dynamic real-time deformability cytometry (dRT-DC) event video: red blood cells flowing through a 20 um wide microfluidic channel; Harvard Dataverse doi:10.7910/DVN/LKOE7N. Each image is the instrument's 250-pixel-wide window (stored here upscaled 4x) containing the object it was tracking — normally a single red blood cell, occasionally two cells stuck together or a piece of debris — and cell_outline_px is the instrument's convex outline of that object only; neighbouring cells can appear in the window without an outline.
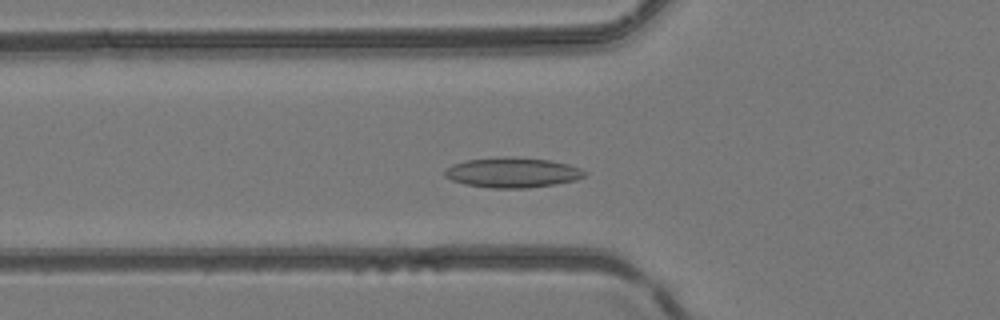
{"species": "common noctule bat (a hibernating species)", "species_latin": "Nyctalus noctula", "temperature_condition": "room temperature", "stored_images_in_passage": 36, "camera_frame_rate_fps": 3000, "um_per_image_px": 0.085, "animal": {"sex": "female", "body_mass_g": 24.6, "forearm_length_mm": 56.2}, "frame": {"image": 1, "passage_image": 5, "time_ms": 1.333, "image_size_px": [1000, 320], "cell_outline_px": [[588, 172], [584, 176], [576, 180], [528, 188], [492, 188], [464, 184], [452, 180], [444, 176], [444, 172], [452, 164], [464, 160], [504, 156], [516, 156], [548, 160], [568, 164], [580, 168]], "centroid_in_image_um": [43.54, 14.65], "position_along_channel_um": 82.3, "area_um2": 24.62}}
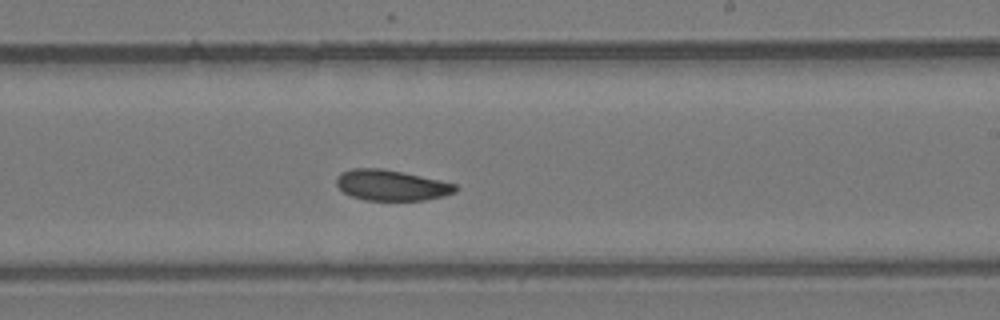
{"frame": {"image": 2, "passage_image": 17, "time_ms": 5.333, "image_size_px": [1000, 320], "cell_outline_px": [[460, 188], [456, 192], [444, 196], [424, 200], [364, 200], [352, 196], [344, 192], [336, 184], [336, 176], [340, 172], [352, 168], [384, 168], [404, 172], [440, 180], [456, 184]], "centroid_in_image_um": [33.28, 15.73], "position_along_channel_um": 255.7, "area_um2": 21.5}}
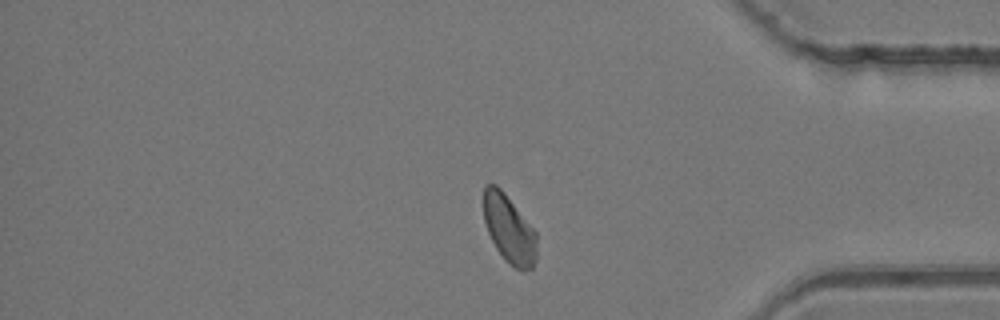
{"frame": {"image": 3, "passage_image": 28, "time_ms": 9.0, "image_size_px": [1000, 320], "cell_outline_px": [[536, 260], [532, 268], [516, 268], [508, 264], [504, 260], [496, 248], [488, 232], [484, 220], [484, 184], [496, 184], [504, 192], [536, 232]], "centroid_in_image_um": [43.26, 19.46], "position_along_channel_um": 391.9, "area_um2": 20.81}}